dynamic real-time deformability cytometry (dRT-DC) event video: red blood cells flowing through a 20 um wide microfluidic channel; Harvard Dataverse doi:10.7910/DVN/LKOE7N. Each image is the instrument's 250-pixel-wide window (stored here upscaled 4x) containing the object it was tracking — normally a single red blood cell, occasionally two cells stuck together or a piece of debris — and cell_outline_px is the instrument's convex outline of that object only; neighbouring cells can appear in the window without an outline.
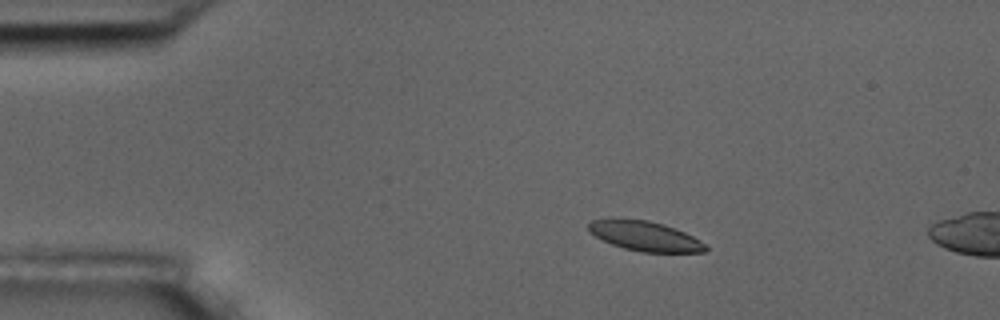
{"species": "common noctule bat (a hibernating species)", "species_latin": "Nyctalus noctula", "temperature_condition": "room temperature", "stored_images_in_passage": 5, "camera_frame_rate_fps": 3000, "um_per_image_px": 0.085, "animal": {"sex": "male", "body_mass_g": 17.5, "forearm_length_mm": 52.3}, "frame": {"image": 1, "passage_image": 3, "time_ms": 2.0, "image_size_px": [1000, 320], "cell_outline_px": [[708, 248], [704, 252], [640, 252], [624, 248], [612, 244], [588, 232], [588, 224], [592, 220], [648, 220], [664, 224], [684, 232], [700, 240]], "centroid_in_image_um": [54.85, 20.09], "position_along_channel_um": 30.2, "area_um2": 19.83}}